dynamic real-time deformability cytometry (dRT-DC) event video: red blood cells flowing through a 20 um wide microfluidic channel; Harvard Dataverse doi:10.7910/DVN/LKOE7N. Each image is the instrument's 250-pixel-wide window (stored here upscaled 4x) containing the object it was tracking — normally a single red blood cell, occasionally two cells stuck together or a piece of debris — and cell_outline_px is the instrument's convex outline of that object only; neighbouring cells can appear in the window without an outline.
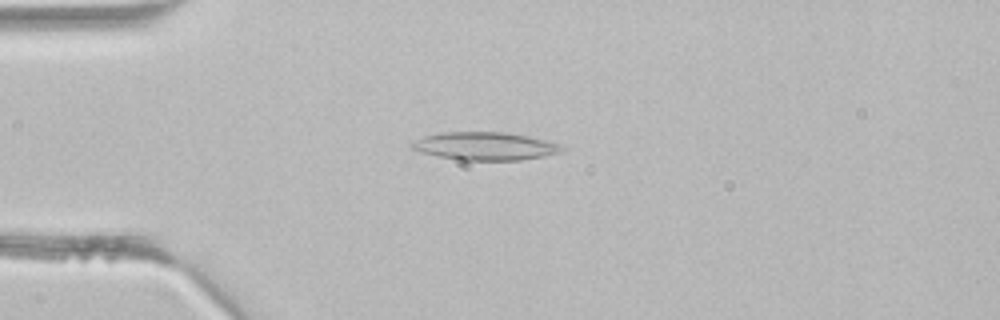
{"species": "common noctule bat (a hibernating species)", "species_latin": "Nyctalus noctula", "temperature_condition": "room temperature", "stored_images_in_passage": 38, "camera_frame_rate_fps": 3000, "um_per_image_px": 0.085, "animal": {"sex": "male", "body_mass_g": 21.5, "forearm_length_mm": 52.0}, "frame": {"image": 1, "passage_image": 6, "time_ms": 1.667, "image_size_px": [1000, 320], "cell_outline_px": [[564, 148], [560, 152], [544, 156], [520, 160], [460, 160], [440, 156], [424, 152], [412, 148], [408, 144], [424, 136], [440, 132], [508, 132], [528, 136], [560, 144]], "centroid_in_image_um": [41.24, 12.41], "position_along_channel_um": 43.8, "area_um2": 24.28}}
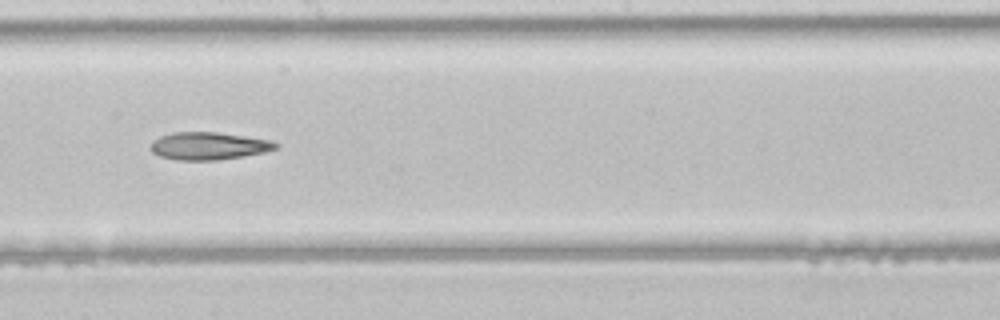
{"frame": {"image": 2, "passage_image": 19, "time_ms": 6.0, "image_size_px": [1000, 320], "cell_outline_px": [[280, 144], [276, 148], [264, 152], [244, 156], [216, 160], [180, 160], [160, 156], [152, 152], [152, 140], [160, 136], [172, 132], [216, 132], [268, 140]], "centroid_in_image_um": [17.71, 12.4], "position_along_channel_um": 230.5, "area_um2": 19.83}}
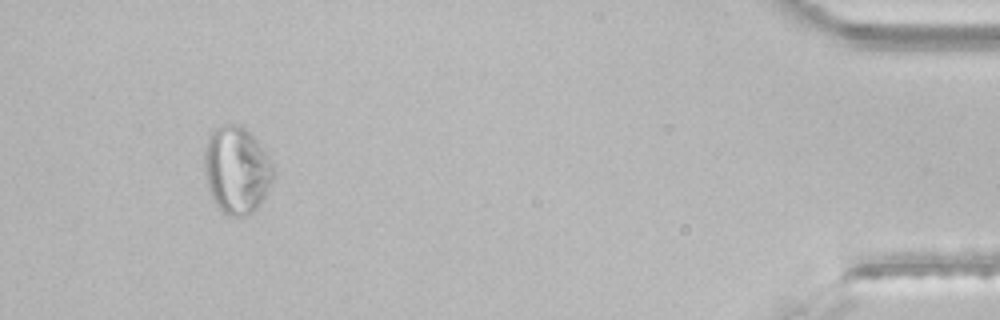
{"frame": {"image": 3, "passage_image": 35, "time_ms": 11.333, "image_size_px": [1000, 320], "cell_outline_px": [[276, 172], [264, 196], [256, 208], [252, 212], [244, 216], [232, 216], [224, 212], [212, 200], [208, 188], [204, 172], [204, 148], [208, 136], [220, 124], [232, 124], [244, 128], [256, 140], [268, 156], [276, 168]], "centroid_in_image_um": [20.1, 14.44], "position_along_channel_um": 415.1, "area_um2": 34.97}}